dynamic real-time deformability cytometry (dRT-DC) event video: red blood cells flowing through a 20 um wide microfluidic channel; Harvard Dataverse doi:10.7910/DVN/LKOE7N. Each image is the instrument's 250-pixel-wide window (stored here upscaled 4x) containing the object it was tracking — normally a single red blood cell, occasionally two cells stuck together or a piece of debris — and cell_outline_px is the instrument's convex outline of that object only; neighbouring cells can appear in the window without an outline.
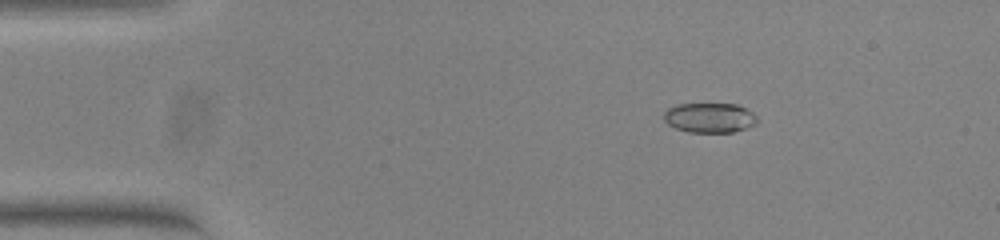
{"species": "common noctule bat (a hibernating species)", "species_latin": "Nyctalus noctula", "temperature_condition": "warm", "stored_images_in_passage": 53, "camera_frame_rate_fps": 3000, "um_per_image_px": 0.085, "animal": {"sex": "female", "body_mass_g": 23.0, "forearm_length_mm": 53.4}, "frame": {"image": 1, "passage_image": 8, "time_ms": 2.333, "image_size_px": [1000, 240], "cell_outline_px": [[756, 124], [748, 128], [732, 132], [688, 132], [676, 128], [668, 124], [664, 120], [664, 112], [668, 108], [676, 104], [736, 104], [752, 112], [756, 116]], "centroid_in_image_um": [60.31, 10.01], "position_along_channel_um": 24.7, "area_um2": 16.18}}
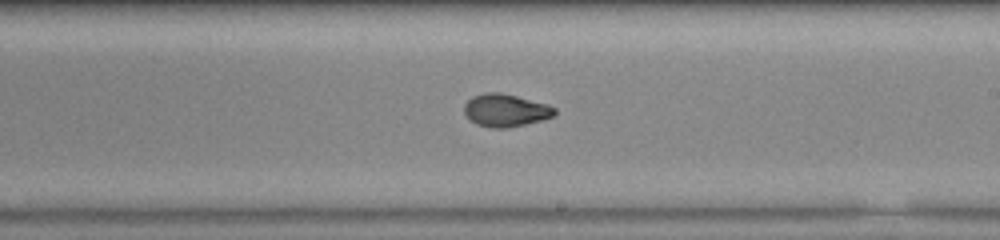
{"frame": {"image": 2, "passage_image": 31, "time_ms": 10.0, "image_size_px": [1000, 240], "cell_outline_px": [[556, 112], [552, 116], [540, 120], [508, 128], [492, 128], [476, 124], [464, 112], [464, 104], [472, 96], [484, 92], [500, 92], [548, 104], [556, 108]], "centroid_in_image_um": [42.96, 9.36], "position_along_channel_um": 246.0, "area_um2": 17.11}}
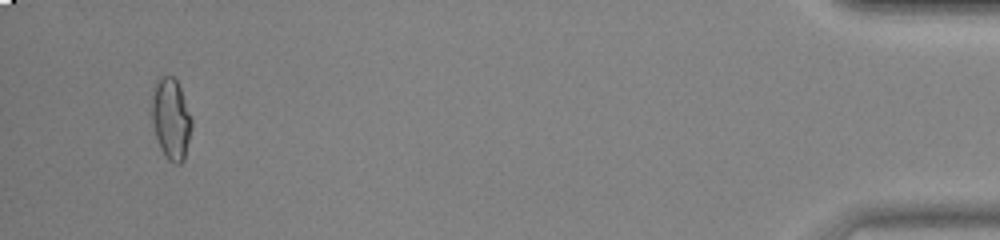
{"frame": {"image": 3, "passage_image": 51, "time_ms": 16.667, "image_size_px": [1000, 240], "cell_outline_px": [[192, 128], [184, 160], [180, 164], [176, 164], [168, 160], [160, 148], [156, 136], [148, 104], [156, 76], [172, 76], [176, 80], [180, 88], [192, 120]], "centroid_in_image_um": [14.48, 10.06], "position_along_channel_um": 420.7, "area_um2": 19.36}, "authors_computed_cell_mechanics": {"area_um2": 17.2244, "velocity_mm_per_s": 3.8261, "shape_relaxation_time_tau1_ms": 8.7705, "shape_relaxation_time_tau2_ms": 1.1782, "deformation_change_tau1": 0.2757, "deformation_change_tau2": 0.0514}}